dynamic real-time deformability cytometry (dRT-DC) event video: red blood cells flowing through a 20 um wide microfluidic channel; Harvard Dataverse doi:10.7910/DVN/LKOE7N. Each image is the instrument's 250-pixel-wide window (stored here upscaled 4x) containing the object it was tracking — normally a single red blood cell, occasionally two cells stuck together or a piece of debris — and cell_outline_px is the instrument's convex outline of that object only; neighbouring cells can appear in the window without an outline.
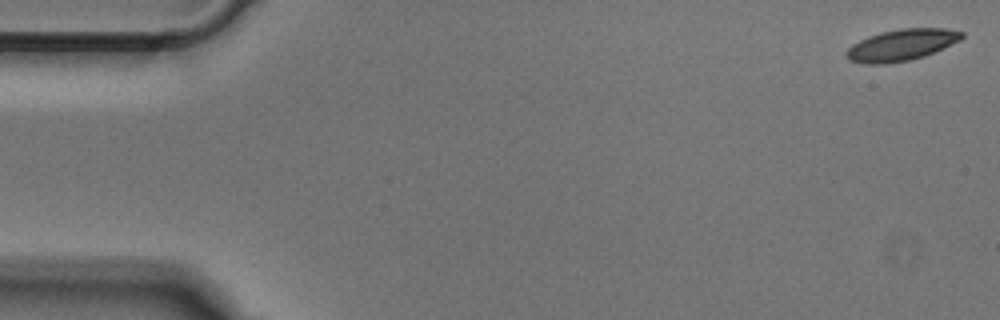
{"species": "Egyptian fruit bat (a non-hibernating species)", "species_latin": "Rousettus aegyptiacus", "temperature_condition": "cold", "stored_images_in_passage": 15, "camera_frame_rate_fps": 3000, "um_per_image_px": 0.085, "animal": {"sex": "male"}, "frame": {"image": 1, "passage_image": 1, "time_ms": 0.0, "image_size_px": [1000, 320], "cell_outline_px": [[964, 36], [960, 40], [924, 56], [908, 60], [884, 64], [864, 64], [848, 60], [844, 56], [844, 52], [852, 44], [868, 36], [880, 32], [900, 28], [944, 28], [964, 32]], "centroid_in_image_um": [76.57, 3.82], "position_along_channel_um": 8.4, "area_um2": 21.21}}
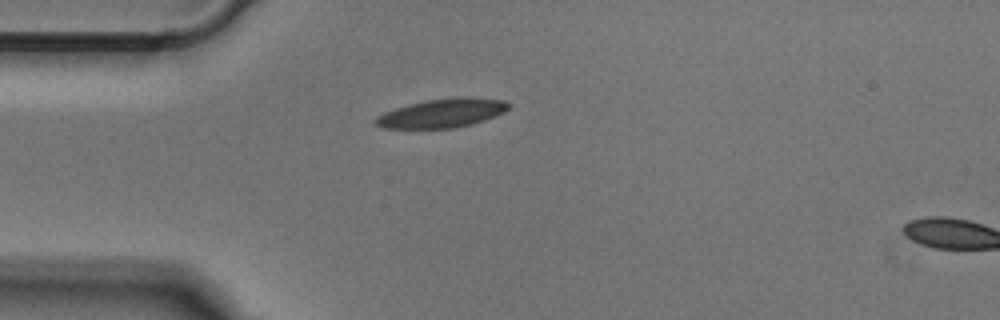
{"frame": {"image": 2, "passage_image": 13, "time_ms": 4.0, "image_size_px": [1000, 320], "cell_outline_px": [[512, 104], [504, 112], [496, 116], [472, 124], [452, 128], [384, 128], [376, 124], [376, 116], [384, 112], [408, 104], [428, 100], [504, 100]], "centroid_in_image_um": [37.52, 9.67], "position_along_channel_um": 47.5, "area_um2": 21.15}}